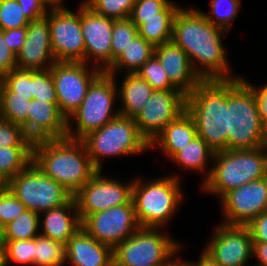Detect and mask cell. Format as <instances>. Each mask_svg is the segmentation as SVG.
<instances>
[{
  "label": "cell",
  "mask_w": 267,
  "mask_h": 266,
  "mask_svg": "<svg viewBox=\"0 0 267 266\" xmlns=\"http://www.w3.org/2000/svg\"><path fill=\"white\" fill-rule=\"evenodd\" d=\"M4 186V184L0 181V188H2Z\"/></svg>",
  "instance_id": "obj_55"
},
{
  "label": "cell",
  "mask_w": 267,
  "mask_h": 266,
  "mask_svg": "<svg viewBox=\"0 0 267 266\" xmlns=\"http://www.w3.org/2000/svg\"><path fill=\"white\" fill-rule=\"evenodd\" d=\"M211 161L214 163L208 171L205 169L202 189L221 198L232 189L267 176V145L257 149L217 151Z\"/></svg>",
  "instance_id": "obj_5"
},
{
  "label": "cell",
  "mask_w": 267,
  "mask_h": 266,
  "mask_svg": "<svg viewBox=\"0 0 267 266\" xmlns=\"http://www.w3.org/2000/svg\"><path fill=\"white\" fill-rule=\"evenodd\" d=\"M136 36H138V28L129 18L114 20L111 43L112 63Z\"/></svg>",
  "instance_id": "obj_37"
},
{
  "label": "cell",
  "mask_w": 267,
  "mask_h": 266,
  "mask_svg": "<svg viewBox=\"0 0 267 266\" xmlns=\"http://www.w3.org/2000/svg\"><path fill=\"white\" fill-rule=\"evenodd\" d=\"M33 146L0 147V181L5 185L32 162Z\"/></svg>",
  "instance_id": "obj_29"
},
{
  "label": "cell",
  "mask_w": 267,
  "mask_h": 266,
  "mask_svg": "<svg viewBox=\"0 0 267 266\" xmlns=\"http://www.w3.org/2000/svg\"><path fill=\"white\" fill-rule=\"evenodd\" d=\"M29 22L17 0H0V30L27 27Z\"/></svg>",
  "instance_id": "obj_39"
},
{
  "label": "cell",
  "mask_w": 267,
  "mask_h": 266,
  "mask_svg": "<svg viewBox=\"0 0 267 266\" xmlns=\"http://www.w3.org/2000/svg\"><path fill=\"white\" fill-rule=\"evenodd\" d=\"M16 67V54L10 50L4 40V32L0 30V73L5 74Z\"/></svg>",
  "instance_id": "obj_45"
},
{
  "label": "cell",
  "mask_w": 267,
  "mask_h": 266,
  "mask_svg": "<svg viewBox=\"0 0 267 266\" xmlns=\"http://www.w3.org/2000/svg\"><path fill=\"white\" fill-rule=\"evenodd\" d=\"M241 0H210L211 15L204 13L206 19L215 26L229 32L232 20L237 18Z\"/></svg>",
  "instance_id": "obj_34"
},
{
  "label": "cell",
  "mask_w": 267,
  "mask_h": 266,
  "mask_svg": "<svg viewBox=\"0 0 267 266\" xmlns=\"http://www.w3.org/2000/svg\"><path fill=\"white\" fill-rule=\"evenodd\" d=\"M180 179L174 174L144 183L134 180L132 201L140 227L161 228L175 216L184 197Z\"/></svg>",
  "instance_id": "obj_6"
},
{
  "label": "cell",
  "mask_w": 267,
  "mask_h": 266,
  "mask_svg": "<svg viewBox=\"0 0 267 266\" xmlns=\"http://www.w3.org/2000/svg\"><path fill=\"white\" fill-rule=\"evenodd\" d=\"M136 0H83V2L98 14L113 20L130 17Z\"/></svg>",
  "instance_id": "obj_35"
},
{
  "label": "cell",
  "mask_w": 267,
  "mask_h": 266,
  "mask_svg": "<svg viewBox=\"0 0 267 266\" xmlns=\"http://www.w3.org/2000/svg\"><path fill=\"white\" fill-rule=\"evenodd\" d=\"M0 266H6L5 264V250L4 245L0 241Z\"/></svg>",
  "instance_id": "obj_51"
},
{
  "label": "cell",
  "mask_w": 267,
  "mask_h": 266,
  "mask_svg": "<svg viewBox=\"0 0 267 266\" xmlns=\"http://www.w3.org/2000/svg\"><path fill=\"white\" fill-rule=\"evenodd\" d=\"M55 62L48 19L43 17L29 22L25 42L16 55V67L47 70Z\"/></svg>",
  "instance_id": "obj_19"
},
{
  "label": "cell",
  "mask_w": 267,
  "mask_h": 266,
  "mask_svg": "<svg viewBox=\"0 0 267 266\" xmlns=\"http://www.w3.org/2000/svg\"><path fill=\"white\" fill-rule=\"evenodd\" d=\"M0 91H12L14 96L33 100V70L15 67L5 73Z\"/></svg>",
  "instance_id": "obj_33"
},
{
  "label": "cell",
  "mask_w": 267,
  "mask_h": 266,
  "mask_svg": "<svg viewBox=\"0 0 267 266\" xmlns=\"http://www.w3.org/2000/svg\"><path fill=\"white\" fill-rule=\"evenodd\" d=\"M24 10L25 17L31 22L45 17L52 5L47 0H17ZM48 7V8H47ZM48 9V10H47Z\"/></svg>",
  "instance_id": "obj_44"
},
{
  "label": "cell",
  "mask_w": 267,
  "mask_h": 266,
  "mask_svg": "<svg viewBox=\"0 0 267 266\" xmlns=\"http://www.w3.org/2000/svg\"><path fill=\"white\" fill-rule=\"evenodd\" d=\"M202 251L219 266H248L253 240L247 226L220 223ZM250 258V259H249Z\"/></svg>",
  "instance_id": "obj_16"
},
{
  "label": "cell",
  "mask_w": 267,
  "mask_h": 266,
  "mask_svg": "<svg viewBox=\"0 0 267 266\" xmlns=\"http://www.w3.org/2000/svg\"><path fill=\"white\" fill-rule=\"evenodd\" d=\"M81 227L91 237L114 249L136 232L140 225L131 199L126 204L88 215L81 222Z\"/></svg>",
  "instance_id": "obj_13"
},
{
  "label": "cell",
  "mask_w": 267,
  "mask_h": 266,
  "mask_svg": "<svg viewBox=\"0 0 267 266\" xmlns=\"http://www.w3.org/2000/svg\"><path fill=\"white\" fill-rule=\"evenodd\" d=\"M186 111L215 152L228 150V80L201 81L186 96Z\"/></svg>",
  "instance_id": "obj_3"
},
{
  "label": "cell",
  "mask_w": 267,
  "mask_h": 266,
  "mask_svg": "<svg viewBox=\"0 0 267 266\" xmlns=\"http://www.w3.org/2000/svg\"><path fill=\"white\" fill-rule=\"evenodd\" d=\"M246 226L250 230L253 242L267 243V211L254 218Z\"/></svg>",
  "instance_id": "obj_46"
},
{
  "label": "cell",
  "mask_w": 267,
  "mask_h": 266,
  "mask_svg": "<svg viewBox=\"0 0 267 266\" xmlns=\"http://www.w3.org/2000/svg\"><path fill=\"white\" fill-rule=\"evenodd\" d=\"M41 215L32 211L26 210L13 221L8 223L3 228L0 235V240H31L37 237L40 233Z\"/></svg>",
  "instance_id": "obj_30"
},
{
  "label": "cell",
  "mask_w": 267,
  "mask_h": 266,
  "mask_svg": "<svg viewBox=\"0 0 267 266\" xmlns=\"http://www.w3.org/2000/svg\"><path fill=\"white\" fill-rule=\"evenodd\" d=\"M193 117L185 110L179 117L168 123L149 143V148L158 146L169 159L197 137Z\"/></svg>",
  "instance_id": "obj_24"
},
{
  "label": "cell",
  "mask_w": 267,
  "mask_h": 266,
  "mask_svg": "<svg viewBox=\"0 0 267 266\" xmlns=\"http://www.w3.org/2000/svg\"><path fill=\"white\" fill-rule=\"evenodd\" d=\"M72 266H113V249L91 237L82 227L65 245Z\"/></svg>",
  "instance_id": "obj_22"
},
{
  "label": "cell",
  "mask_w": 267,
  "mask_h": 266,
  "mask_svg": "<svg viewBox=\"0 0 267 266\" xmlns=\"http://www.w3.org/2000/svg\"><path fill=\"white\" fill-rule=\"evenodd\" d=\"M88 66L84 62L56 61L50 67L58 107L67 119L79 108L89 86L103 72L94 65L92 70Z\"/></svg>",
  "instance_id": "obj_12"
},
{
  "label": "cell",
  "mask_w": 267,
  "mask_h": 266,
  "mask_svg": "<svg viewBox=\"0 0 267 266\" xmlns=\"http://www.w3.org/2000/svg\"><path fill=\"white\" fill-rule=\"evenodd\" d=\"M159 228L140 227L113 249V266H180L181 244Z\"/></svg>",
  "instance_id": "obj_7"
},
{
  "label": "cell",
  "mask_w": 267,
  "mask_h": 266,
  "mask_svg": "<svg viewBox=\"0 0 267 266\" xmlns=\"http://www.w3.org/2000/svg\"><path fill=\"white\" fill-rule=\"evenodd\" d=\"M3 32H4V40L8 48L17 55V53L19 52V50L21 49V47L25 42L27 27L8 29Z\"/></svg>",
  "instance_id": "obj_47"
},
{
  "label": "cell",
  "mask_w": 267,
  "mask_h": 266,
  "mask_svg": "<svg viewBox=\"0 0 267 266\" xmlns=\"http://www.w3.org/2000/svg\"><path fill=\"white\" fill-rule=\"evenodd\" d=\"M68 120L58 103L29 100L28 138L32 141L67 137Z\"/></svg>",
  "instance_id": "obj_21"
},
{
  "label": "cell",
  "mask_w": 267,
  "mask_h": 266,
  "mask_svg": "<svg viewBox=\"0 0 267 266\" xmlns=\"http://www.w3.org/2000/svg\"><path fill=\"white\" fill-rule=\"evenodd\" d=\"M52 6L56 4H60L63 0H47Z\"/></svg>",
  "instance_id": "obj_52"
},
{
  "label": "cell",
  "mask_w": 267,
  "mask_h": 266,
  "mask_svg": "<svg viewBox=\"0 0 267 266\" xmlns=\"http://www.w3.org/2000/svg\"><path fill=\"white\" fill-rule=\"evenodd\" d=\"M154 54V47L141 36H136L120 56L105 71L115 76L117 72L126 70V73H137L142 65Z\"/></svg>",
  "instance_id": "obj_27"
},
{
  "label": "cell",
  "mask_w": 267,
  "mask_h": 266,
  "mask_svg": "<svg viewBox=\"0 0 267 266\" xmlns=\"http://www.w3.org/2000/svg\"><path fill=\"white\" fill-rule=\"evenodd\" d=\"M29 100L14 96L12 91H0V118L20 125L28 137Z\"/></svg>",
  "instance_id": "obj_31"
},
{
  "label": "cell",
  "mask_w": 267,
  "mask_h": 266,
  "mask_svg": "<svg viewBox=\"0 0 267 266\" xmlns=\"http://www.w3.org/2000/svg\"><path fill=\"white\" fill-rule=\"evenodd\" d=\"M26 210V206L5 185L0 188V219L3 228Z\"/></svg>",
  "instance_id": "obj_41"
},
{
  "label": "cell",
  "mask_w": 267,
  "mask_h": 266,
  "mask_svg": "<svg viewBox=\"0 0 267 266\" xmlns=\"http://www.w3.org/2000/svg\"><path fill=\"white\" fill-rule=\"evenodd\" d=\"M186 96L178 89L154 90L144 109L134 118L139 133L150 143L186 110Z\"/></svg>",
  "instance_id": "obj_17"
},
{
  "label": "cell",
  "mask_w": 267,
  "mask_h": 266,
  "mask_svg": "<svg viewBox=\"0 0 267 266\" xmlns=\"http://www.w3.org/2000/svg\"><path fill=\"white\" fill-rule=\"evenodd\" d=\"M225 33L228 32L210 23L197 8L182 7L175 14L172 40L186 52L202 81L239 78L229 74L230 66L222 42Z\"/></svg>",
  "instance_id": "obj_1"
},
{
  "label": "cell",
  "mask_w": 267,
  "mask_h": 266,
  "mask_svg": "<svg viewBox=\"0 0 267 266\" xmlns=\"http://www.w3.org/2000/svg\"><path fill=\"white\" fill-rule=\"evenodd\" d=\"M117 91L122 104L119 114L134 119L144 109L154 89L138 73H127Z\"/></svg>",
  "instance_id": "obj_25"
},
{
  "label": "cell",
  "mask_w": 267,
  "mask_h": 266,
  "mask_svg": "<svg viewBox=\"0 0 267 266\" xmlns=\"http://www.w3.org/2000/svg\"><path fill=\"white\" fill-rule=\"evenodd\" d=\"M154 55L170 82L185 95L190 94L202 81L194 72L186 52L173 40L154 47Z\"/></svg>",
  "instance_id": "obj_20"
},
{
  "label": "cell",
  "mask_w": 267,
  "mask_h": 266,
  "mask_svg": "<svg viewBox=\"0 0 267 266\" xmlns=\"http://www.w3.org/2000/svg\"><path fill=\"white\" fill-rule=\"evenodd\" d=\"M3 84V74L0 73V90Z\"/></svg>",
  "instance_id": "obj_53"
},
{
  "label": "cell",
  "mask_w": 267,
  "mask_h": 266,
  "mask_svg": "<svg viewBox=\"0 0 267 266\" xmlns=\"http://www.w3.org/2000/svg\"><path fill=\"white\" fill-rule=\"evenodd\" d=\"M137 73L142 79L147 81L154 90L177 89L170 82L165 70L154 54L142 65Z\"/></svg>",
  "instance_id": "obj_38"
},
{
  "label": "cell",
  "mask_w": 267,
  "mask_h": 266,
  "mask_svg": "<svg viewBox=\"0 0 267 266\" xmlns=\"http://www.w3.org/2000/svg\"><path fill=\"white\" fill-rule=\"evenodd\" d=\"M219 199L224 215L222 224L246 226L267 211V176L232 189Z\"/></svg>",
  "instance_id": "obj_15"
},
{
  "label": "cell",
  "mask_w": 267,
  "mask_h": 266,
  "mask_svg": "<svg viewBox=\"0 0 267 266\" xmlns=\"http://www.w3.org/2000/svg\"><path fill=\"white\" fill-rule=\"evenodd\" d=\"M33 99L58 103L50 69L33 71Z\"/></svg>",
  "instance_id": "obj_40"
},
{
  "label": "cell",
  "mask_w": 267,
  "mask_h": 266,
  "mask_svg": "<svg viewBox=\"0 0 267 266\" xmlns=\"http://www.w3.org/2000/svg\"><path fill=\"white\" fill-rule=\"evenodd\" d=\"M179 9L180 7L171 1L160 12V17L129 19L138 28V35L156 47L172 40L174 17Z\"/></svg>",
  "instance_id": "obj_26"
},
{
  "label": "cell",
  "mask_w": 267,
  "mask_h": 266,
  "mask_svg": "<svg viewBox=\"0 0 267 266\" xmlns=\"http://www.w3.org/2000/svg\"><path fill=\"white\" fill-rule=\"evenodd\" d=\"M253 88L256 99L258 102L260 117L263 123V126L267 130V84L261 88H257V86H253L252 83L247 81Z\"/></svg>",
  "instance_id": "obj_48"
},
{
  "label": "cell",
  "mask_w": 267,
  "mask_h": 266,
  "mask_svg": "<svg viewBox=\"0 0 267 266\" xmlns=\"http://www.w3.org/2000/svg\"><path fill=\"white\" fill-rule=\"evenodd\" d=\"M267 145L258 102L252 86L241 77L228 80V150Z\"/></svg>",
  "instance_id": "obj_4"
},
{
  "label": "cell",
  "mask_w": 267,
  "mask_h": 266,
  "mask_svg": "<svg viewBox=\"0 0 267 266\" xmlns=\"http://www.w3.org/2000/svg\"><path fill=\"white\" fill-rule=\"evenodd\" d=\"M42 213L45 216L41 226L42 233H40V235L64 245L68 243L81 227V220L74 197L66 204Z\"/></svg>",
  "instance_id": "obj_23"
},
{
  "label": "cell",
  "mask_w": 267,
  "mask_h": 266,
  "mask_svg": "<svg viewBox=\"0 0 267 266\" xmlns=\"http://www.w3.org/2000/svg\"><path fill=\"white\" fill-rule=\"evenodd\" d=\"M5 186L26 206L38 214L66 204L73 195L47 177L33 162L11 178Z\"/></svg>",
  "instance_id": "obj_10"
},
{
  "label": "cell",
  "mask_w": 267,
  "mask_h": 266,
  "mask_svg": "<svg viewBox=\"0 0 267 266\" xmlns=\"http://www.w3.org/2000/svg\"><path fill=\"white\" fill-rule=\"evenodd\" d=\"M180 266H219L210 257H208L203 251L200 254L198 262H186L179 260Z\"/></svg>",
  "instance_id": "obj_50"
},
{
  "label": "cell",
  "mask_w": 267,
  "mask_h": 266,
  "mask_svg": "<svg viewBox=\"0 0 267 266\" xmlns=\"http://www.w3.org/2000/svg\"><path fill=\"white\" fill-rule=\"evenodd\" d=\"M0 241L4 245L6 266H9L10 262L34 266V239Z\"/></svg>",
  "instance_id": "obj_36"
},
{
  "label": "cell",
  "mask_w": 267,
  "mask_h": 266,
  "mask_svg": "<svg viewBox=\"0 0 267 266\" xmlns=\"http://www.w3.org/2000/svg\"><path fill=\"white\" fill-rule=\"evenodd\" d=\"M99 170L75 195L81 222L90 214L128 203L132 199L133 182L121 183L107 178Z\"/></svg>",
  "instance_id": "obj_14"
},
{
  "label": "cell",
  "mask_w": 267,
  "mask_h": 266,
  "mask_svg": "<svg viewBox=\"0 0 267 266\" xmlns=\"http://www.w3.org/2000/svg\"><path fill=\"white\" fill-rule=\"evenodd\" d=\"M93 165L103 169L102 158L128 156L150 150L149 142L139 133L134 119L119 115L81 139Z\"/></svg>",
  "instance_id": "obj_8"
},
{
  "label": "cell",
  "mask_w": 267,
  "mask_h": 266,
  "mask_svg": "<svg viewBox=\"0 0 267 266\" xmlns=\"http://www.w3.org/2000/svg\"><path fill=\"white\" fill-rule=\"evenodd\" d=\"M3 232V227L1 226V219H0V235Z\"/></svg>",
  "instance_id": "obj_54"
},
{
  "label": "cell",
  "mask_w": 267,
  "mask_h": 266,
  "mask_svg": "<svg viewBox=\"0 0 267 266\" xmlns=\"http://www.w3.org/2000/svg\"><path fill=\"white\" fill-rule=\"evenodd\" d=\"M53 5L45 16L50 25V39L56 61L84 62L85 42L81 28V4L78 12Z\"/></svg>",
  "instance_id": "obj_11"
},
{
  "label": "cell",
  "mask_w": 267,
  "mask_h": 266,
  "mask_svg": "<svg viewBox=\"0 0 267 266\" xmlns=\"http://www.w3.org/2000/svg\"><path fill=\"white\" fill-rule=\"evenodd\" d=\"M215 151L199 136L195 137L183 149L177 151L170 159L184 169L203 172L207 161L213 160ZM200 170V171H199Z\"/></svg>",
  "instance_id": "obj_28"
},
{
  "label": "cell",
  "mask_w": 267,
  "mask_h": 266,
  "mask_svg": "<svg viewBox=\"0 0 267 266\" xmlns=\"http://www.w3.org/2000/svg\"><path fill=\"white\" fill-rule=\"evenodd\" d=\"M170 0H136L129 18L160 17Z\"/></svg>",
  "instance_id": "obj_43"
},
{
  "label": "cell",
  "mask_w": 267,
  "mask_h": 266,
  "mask_svg": "<svg viewBox=\"0 0 267 266\" xmlns=\"http://www.w3.org/2000/svg\"><path fill=\"white\" fill-rule=\"evenodd\" d=\"M66 263L65 245L43 235L34 238V266H61Z\"/></svg>",
  "instance_id": "obj_32"
},
{
  "label": "cell",
  "mask_w": 267,
  "mask_h": 266,
  "mask_svg": "<svg viewBox=\"0 0 267 266\" xmlns=\"http://www.w3.org/2000/svg\"><path fill=\"white\" fill-rule=\"evenodd\" d=\"M253 255L259 262L254 266H267V243L253 242Z\"/></svg>",
  "instance_id": "obj_49"
},
{
  "label": "cell",
  "mask_w": 267,
  "mask_h": 266,
  "mask_svg": "<svg viewBox=\"0 0 267 266\" xmlns=\"http://www.w3.org/2000/svg\"><path fill=\"white\" fill-rule=\"evenodd\" d=\"M33 146L23 127L0 118V147Z\"/></svg>",
  "instance_id": "obj_42"
},
{
  "label": "cell",
  "mask_w": 267,
  "mask_h": 266,
  "mask_svg": "<svg viewBox=\"0 0 267 266\" xmlns=\"http://www.w3.org/2000/svg\"><path fill=\"white\" fill-rule=\"evenodd\" d=\"M32 162L72 195L99 171L82 141L68 137L33 142Z\"/></svg>",
  "instance_id": "obj_2"
},
{
  "label": "cell",
  "mask_w": 267,
  "mask_h": 266,
  "mask_svg": "<svg viewBox=\"0 0 267 266\" xmlns=\"http://www.w3.org/2000/svg\"><path fill=\"white\" fill-rule=\"evenodd\" d=\"M114 20L81 3V28L85 42L84 63L94 60V66L105 72L112 65V29Z\"/></svg>",
  "instance_id": "obj_18"
},
{
  "label": "cell",
  "mask_w": 267,
  "mask_h": 266,
  "mask_svg": "<svg viewBox=\"0 0 267 266\" xmlns=\"http://www.w3.org/2000/svg\"><path fill=\"white\" fill-rule=\"evenodd\" d=\"M115 81L116 76L102 72L91 83L81 105L67 119L68 138L81 140L90 132L98 130L120 115L119 109H113L118 97ZM74 120L76 122V131L71 124Z\"/></svg>",
  "instance_id": "obj_9"
}]
</instances>
